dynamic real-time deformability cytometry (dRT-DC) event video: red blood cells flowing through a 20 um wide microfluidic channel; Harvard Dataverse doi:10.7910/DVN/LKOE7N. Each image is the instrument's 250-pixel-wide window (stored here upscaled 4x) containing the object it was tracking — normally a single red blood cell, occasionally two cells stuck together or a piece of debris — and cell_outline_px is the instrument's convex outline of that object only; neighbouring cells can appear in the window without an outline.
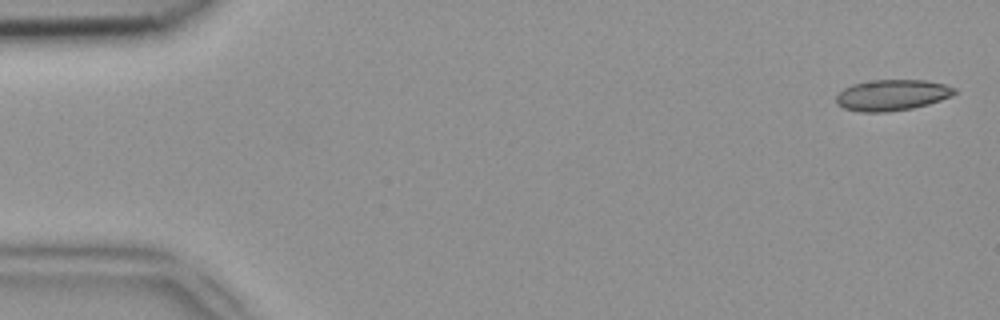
{"species": "common noctule bat (a hibernating species)", "species_latin": "Nyctalus noctula", "temperature_condition": "room temperature", "stored_images_in_passage": 12, "segment_of_instrument_passage": [1, 2], "camera_frame_rate_fps": 3000, "um_per_image_px": 0.085, "animal": {"sex": "female", "body_mass_g": 18.4}, "frame": {"image": 1, "passage_image": 2, "time_ms": 0.333, "image_size_px": [1000, 320], "cell_outline_px": [[956, 92], [952, 96], [928, 104], [912, 108], [888, 112], [860, 112], [844, 108], [836, 104], [836, 96], [844, 88], [852, 84], [872, 80], [924, 80], [944, 84], [956, 88]], "centroid_in_image_um": [75.81, 8.08], "position_along_channel_um": 9.2, "area_um2": 21.39}}